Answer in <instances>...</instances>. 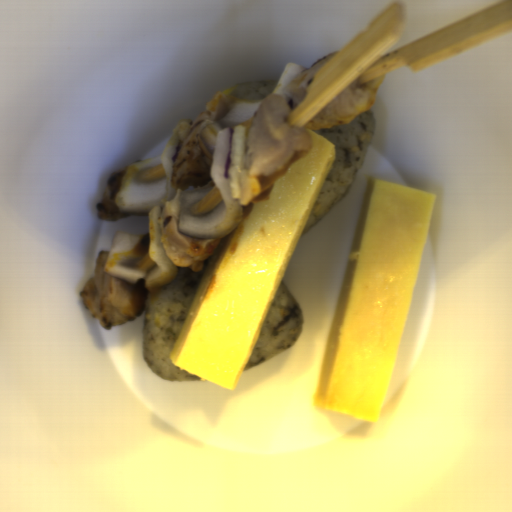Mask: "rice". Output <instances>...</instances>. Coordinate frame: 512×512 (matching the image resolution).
Listing matches in <instances>:
<instances>
[{"label":"rice","mask_w":512,"mask_h":512,"mask_svg":"<svg viewBox=\"0 0 512 512\" xmlns=\"http://www.w3.org/2000/svg\"><path fill=\"white\" fill-rule=\"evenodd\" d=\"M211 257L200 271L177 268L175 279L150 292L142 311V355L147 367L171 382L207 380L173 365L170 354Z\"/></svg>","instance_id":"652b925c"},{"label":"rice","mask_w":512,"mask_h":512,"mask_svg":"<svg viewBox=\"0 0 512 512\" xmlns=\"http://www.w3.org/2000/svg\"><path fill=\"white\" fill-rule=\"evenodd\" d=\"M376 121L370 108L340 126L314 130L334 144L336 158L301 235L319 223L353 184L371 147Z\"/></svg>","instance_id":"023b6e5f"},{"label":"rice","mask_w":512,"mask_h":512,"mask_svg":"<svg viewBox=\"0 0 512 512\" xmlns=\"http://www.w3.org/2000/svg\"><path fill=\"white\" fill-rule=\"evenodd\" d=\"M280 78L276 79H254L238 85L232 95L250 100L263 101L272 92Z\"/></svg>","instance_id":"acb35da6"},{"label":"rice","mask_w":512,"mask_h":512,"mask_svg":"<svg viewBox=\"0 0 512 512\" xmlns=\"http://www.w3.org/2000/svg\"><path fill=\"white\" fill-rule=\"evenodd\" d=\"M304 323L298 304L281 280L245 369L294 347Z\"/></svg>","instance_id":"8eca5e8b"}]
</instances>
